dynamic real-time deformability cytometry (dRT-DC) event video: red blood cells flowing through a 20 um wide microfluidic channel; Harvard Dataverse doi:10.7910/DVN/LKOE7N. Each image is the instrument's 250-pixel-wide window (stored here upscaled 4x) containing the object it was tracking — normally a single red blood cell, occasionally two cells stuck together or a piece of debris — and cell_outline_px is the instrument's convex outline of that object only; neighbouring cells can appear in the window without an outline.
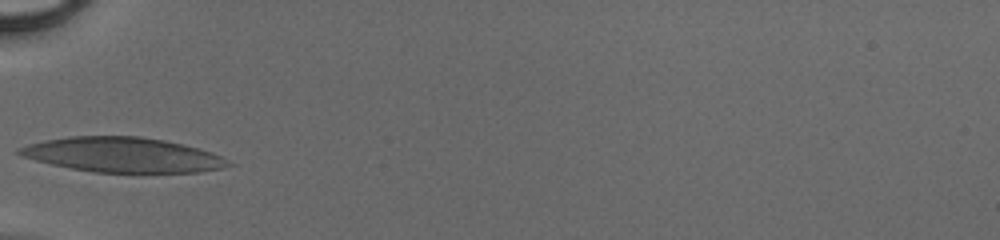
{"species": "human", "species_latin": "Homo sapiens", "temperature_condition": "cold", "stored_images_in_passage": 29, "camera_frame_rate_fps": 3000, "um_per_image_px": 0.085, "donor": {"sex": "male"}, "frame": {"image": 1, "passage_image": 1, "time_ms": 0.0, "image_size_px": [1000, 240], "cell_outline_px": [[236, 164], [220, 168], [200, 172], [92, 172], [52, 164], [20, 156], [16, 152], [16, 148], [28, 144], [44, 140], [68, 136], [140, 136], [164, 140], [184, 144], [212, 152]], "centroid_in_image_um": [10.42, 13.15], "position_along_channel_um": 74.6, "area_um2": 42.43}}
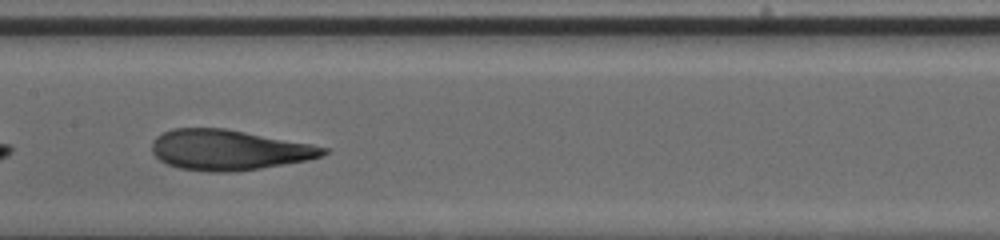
{"frame": {"image": 2, "passage_image": 9, "time_ms": 2.667, "image_size_px": [1000, 240], "cell_outline_px": [[328, 152], [320, 156], [308, 160], [260, 168], [228, 172], [212, 172], [180, 168], [168, 164], [160, 160], [152, 152], [152, 140], [156, 136], [172, 128], [224, 128], [312, 144], [328, 148]], "centroid_in_image_um": [19.43, 12.74], "position_along_channel_um": 188.0, "area_um2": 40.06}}
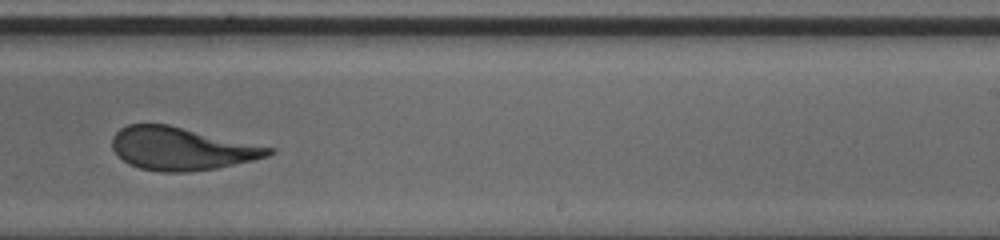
{"frame": {"image": 3, "passage_image": 15, "time_ms": 4.667, "image_size_px": [1000, 240], "cell_outline_px": [[276, 152], [268, 156], [252, 160], [216, 168], [184, 172], [160, 172], [140, 168], [128, 164], [112, 148], [112, 136], [120, 128], [128, 124], [168, 124], [276, 148]], "centroid_in_image_um": [15.43, 12.63], "position_along_channel_um": 273.6, "area_um2": 39.07}}